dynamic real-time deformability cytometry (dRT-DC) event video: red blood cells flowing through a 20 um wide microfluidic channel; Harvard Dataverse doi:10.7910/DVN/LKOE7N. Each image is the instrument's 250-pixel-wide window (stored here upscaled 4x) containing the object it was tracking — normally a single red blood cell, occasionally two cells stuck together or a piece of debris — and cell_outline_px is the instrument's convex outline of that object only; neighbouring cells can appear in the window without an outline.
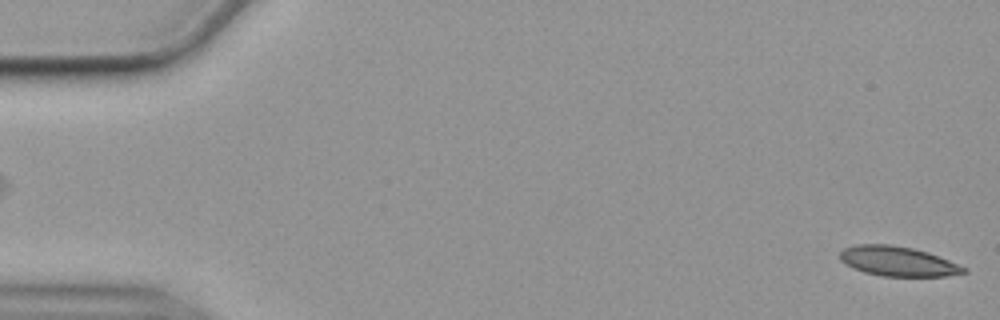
{"species": "common noctule bat (a hibernating species)", "species_latin": "Nyctalus noctula", "temperature_condition": "cold", "stored_images_in_passage": 57, "segment_of_instrument_passage": [1, 2], "camera_frame_rate_fps": 3000, "um_per_image_px": 0.085, "animal": {"sex": "female", "body_mass_g": 19.9}, "frame": {"image": 1, "passage_image": 1, "time_ms": 0.0, "image_size_px": [1000, 320], "cell_outline_px": [[968, 272], [948, 276], [884, 276], [864, 272], [852, 268], [844, 264], [840, 260], [840, 252], [844, 248], [856, 244], [892, 244], [912, 248], [928, 252], [968, 268]], "centroid_in_image_um": [76.31, 22.21], "position_along_channel_um": 8.7, "area_um2": 21.56}}
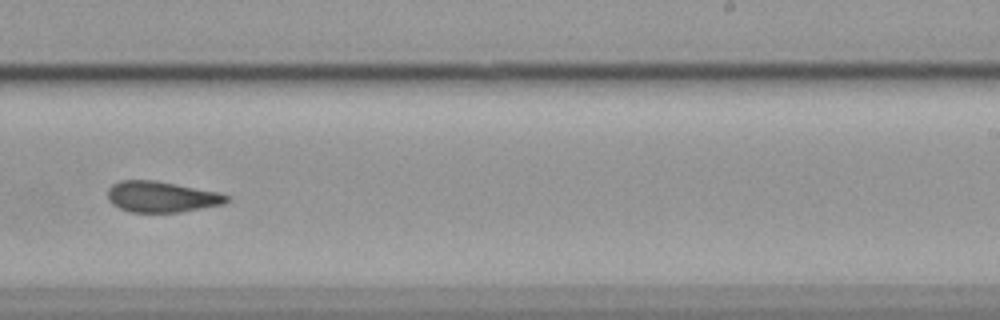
{"frame": {"image": 2, "passage_image": 35, "time_ms": 11.333, "image_size_px": [1000, 320], "cell_outline_px": [[232, 200], [224, 204], [180, 212], [128, 212], [112, 204], [108, 200], [108, 188], [112, 184], [120, 180], [152, 180], [176, 184], [220, 192], [228, 196]], "centroid_in_image_um": [13.74, 16.73], "position_along_channel_um": 275.3, "area_um2": 21.56}}
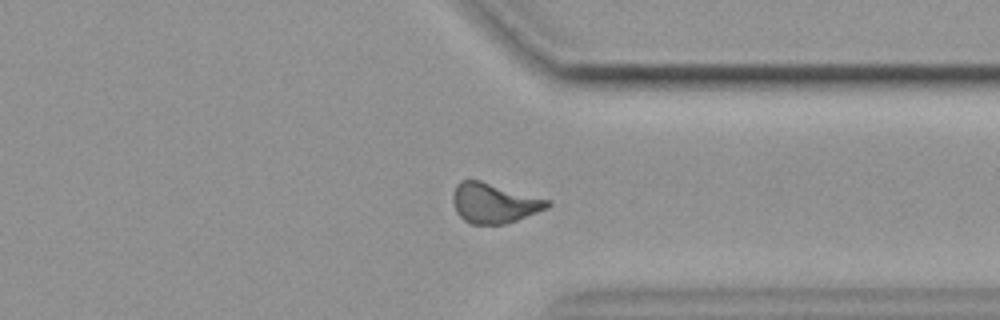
{"frame": {"image": 3, "passage_image": 43, "time_ms": 14.0, "image_size_px": [1000, 320], "cell_outline_px": [[552, 204], [548, 208], [516, 220], [504, 224], [472, 224], [464, 220], [456, 212], [452, 200], [452, 192], [456, 184], [460, 180], [480, 180], [552, 200]], "centroid_in_image_um": [42.0, 17.25], "position_along_channel_um": 369.4, "area_um2": 22.2}}